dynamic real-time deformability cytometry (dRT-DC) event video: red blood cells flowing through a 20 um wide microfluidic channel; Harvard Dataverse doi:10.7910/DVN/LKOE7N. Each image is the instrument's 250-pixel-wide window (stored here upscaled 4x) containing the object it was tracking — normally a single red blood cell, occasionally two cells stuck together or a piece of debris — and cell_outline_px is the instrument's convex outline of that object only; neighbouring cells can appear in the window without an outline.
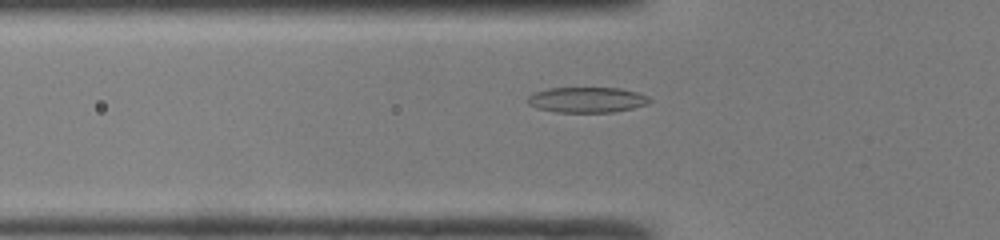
{"species": "common noctule bat (a hibernating species)", "species_latin": "Nyctalus noctula", "temperature_condition": "room temperature", "stored_images_in_passage": 47, "camera_frame_rate_fps": 3000, "um_per_image_px": 0.085, "animal": {"sex": "male", "body_mass_g": 19.0, "forearm_length_mm": 50.8}, "frame": {"image": 1, "passage_image": 15, "time_ms": 4.667, "image_size_px": [1000, 240], "cell_outline_px": [[652, 100], [648, 104], [632, 108], [612, 112], [556, 112], [536, 108], [528, 104], [528, 96], [536, 92], [548, 88], [620, 88], [636, 92], [648, 96]], "centroid_in_image_um": [49.89, 8.48], "position_along_channel_um": 75.9, "area_um2": 18.03}}
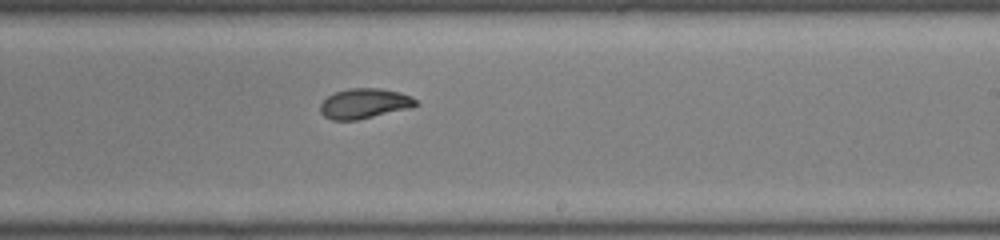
{"frame": {"image": 2, "passage_image": 28, "time_ms": 9.0, "image_size_px": [1000, 240], "cell_outline_px": [[420, 104], [412, 108], [356, 120], [332, 120], [324, 116], [320, 112], [320, 104], [328, 96], [336, 92], [348, 88], [380, 88], [400, 92], [412, 96]], "centroid_in_image_um": [31.01, 8.8], "position_along_channel_um": 258.0, "area_um2": 16.88}}
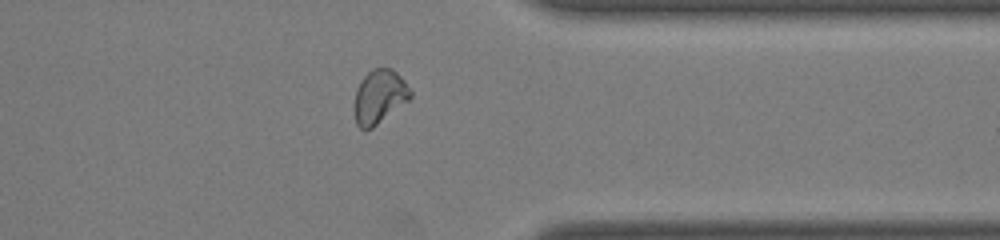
{"frame": {"image": 3, "passage_image": 37, "time_ms": 12.0, "image_size_px": [1000, 240], "cell_outline_px": [[412, 96], [408, 100], [372, 128], [360, 128], [356, 124], [352, 108], [356, 88], [360, 80], [372, 68], [392, 68], [404, 80], [412, 92]], "centroid_in_image_um": [32.2, 8.2], "position_along_channel_um": 379.2, "area_um2": 17.69}, "authors_computed_cell_mechanics": {"area_um2": 17.7446, "velocity_mm_per_s": 4.2117, "shape_relaxation_time_tau1_ms": 5.1382, "shape_relaxation_time_tau2_ms": 1.3089, "deformation_change_tau1": 0.1918, "deformation_change_tau2": 0.0571}}